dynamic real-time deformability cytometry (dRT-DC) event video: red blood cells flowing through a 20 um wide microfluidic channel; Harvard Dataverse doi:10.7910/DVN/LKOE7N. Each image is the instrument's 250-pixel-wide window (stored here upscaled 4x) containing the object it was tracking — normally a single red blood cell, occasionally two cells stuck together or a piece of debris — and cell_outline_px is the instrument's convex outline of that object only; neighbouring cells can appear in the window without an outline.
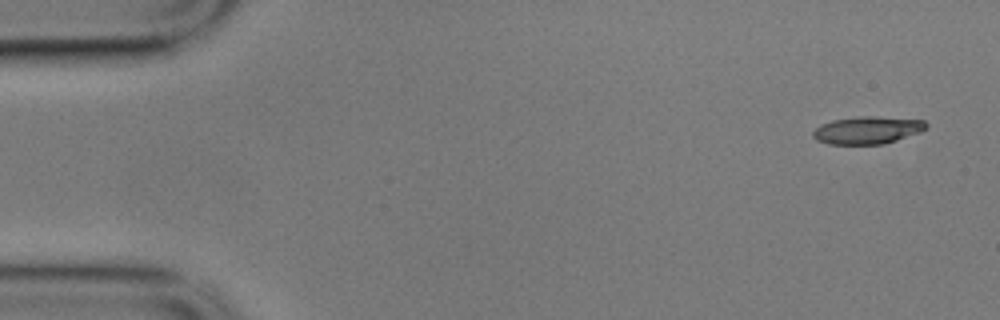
{"species": "common noctule bat (a hibernating species)", "species_latin": "Nyctalus noctula", "temperature_condition": "cold", "stored_images_in_passage": 4, "camera_frame_rate_fps": 3000, "um_per_image_px": 0.085, "animal": {"sex": "male", "body_mass_g": 17.9}, "frame": {"image": 1, "passage_image": 1, "time_ms": 0.0, "image_size_px": [1000, 320], "cell_outline_px": [[928, 128], [920, 132], [884, 144], [828, 144], [816, 140], [812, 136], [812, 132], [820, 124], [832, 120], [856, 116], [876, 116], [924, 120], [928, 124]], "centroid_in_image_um": [73.72, 11.05], "position_along_channel_um": 11.3, "area_um2": 18.32}}
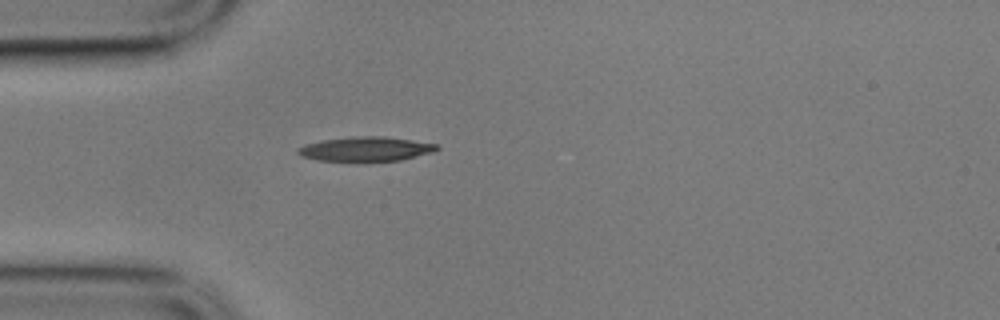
{"frame": {"image": 2, "passage_image": 4, "time_ms": 1.0, "image_size_px": [1000, 320], "cell_outline_px": [[440, 148], [432, 152], [400, 160], [320, 160], [300, 156], [296, 152], [296, 148], [304, 144], [320, 140], [356, 136], [384, 136], [412, 140], [436, 144]], "centroid_in_image_um": [31.04, 12.64], "position_along_channel_um": 54.0, "area_um2": 19.48}}